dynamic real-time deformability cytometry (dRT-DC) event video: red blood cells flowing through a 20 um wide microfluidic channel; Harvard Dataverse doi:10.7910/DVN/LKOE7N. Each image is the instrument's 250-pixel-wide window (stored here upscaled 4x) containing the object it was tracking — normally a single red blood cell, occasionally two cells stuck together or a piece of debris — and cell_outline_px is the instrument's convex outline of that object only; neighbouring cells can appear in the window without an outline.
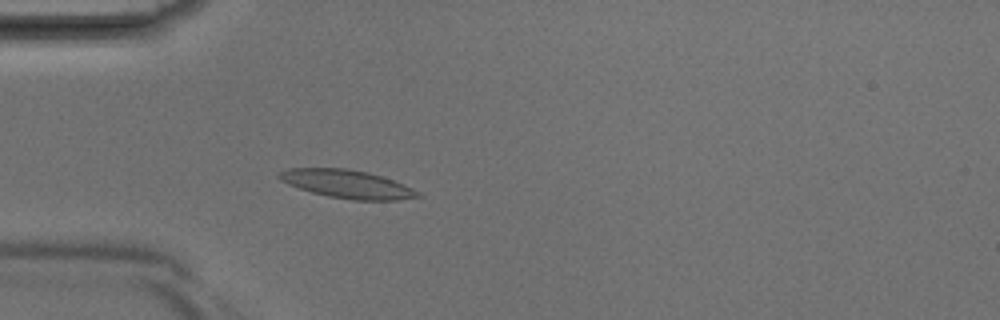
{"species": "Egyptian fruit bat (a non-hibernating species)", "species_latin": "Rousettus aegyptiacus", "temperature_condition": "room temperature", "stored_images_in_passage": 40, "camera_frame_rate_fps": 3000, "um_per_image_px": 0.085, "animal": {"sex": "male"}, "frame": {"image": 1, "passage_image": 11, "time_ms": 3.333, "image_size_px": [1000, 320], "cell_outline_px": [[424, 196], [396, 200], [352, 200], [328, 196], [312, 192], [288, 184], [280, 180], [276, 176], [280, 172], [288, 168], [344, 168], [368, 172], [392, 180], [412, 188], [420, 192]], "centroid_in_image_um": [29.5, 15.64], "position_along_channel_um": 55.5, "area_um2": 22.66}}
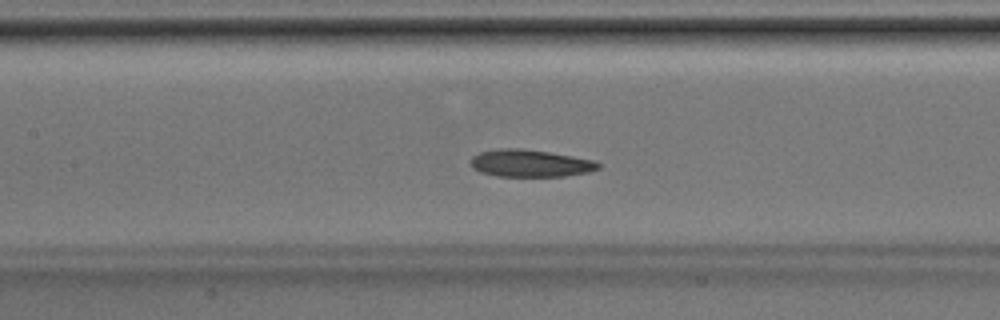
{"frame": {"image": 2, "passage_image": 18, "time_ms": 5.667, "image_size_px": [1000, 320], "cell_outline_px": [[600, 168], [588, 172], [564, 176], [496, 176], [480, 172], [472, 168], [468, 160], [472, 156], [480, 152], [500, 148], [524, 148], [596, 160], [600, 164]], "centroid_in_image_um": [45.03, 13.87], "position_along_channel_um": 162.4, "area_um2": 20.46}}
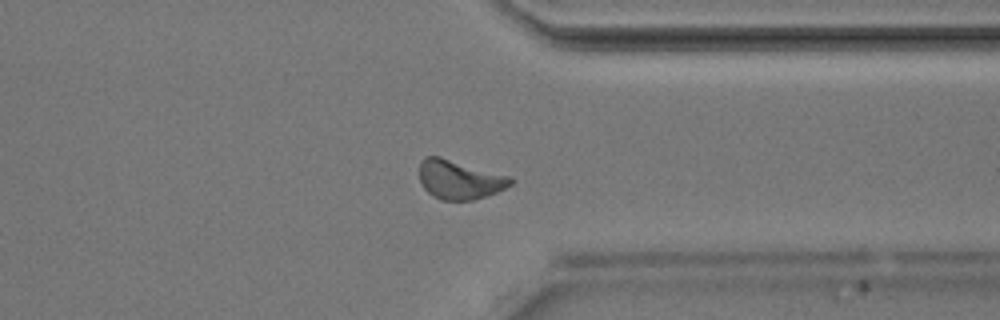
{"frame": {"image": 3, "passage_image": 31, "time_ms": 10.0, "image_size_px": [1000, 320], "cell_outline_px": [[516, 180], [512, 184], [488, 196], [472, 200], [440, 200], [432, 196], [420, 184], [420, 160], [424, 156], [440, 156], [512, 176]], "centroid_in_image_um": [39.07, 15.26], "position_along_channel_um": 372.3, "area_um2": 21.15}}